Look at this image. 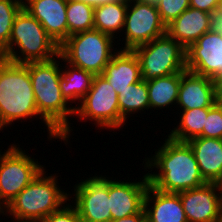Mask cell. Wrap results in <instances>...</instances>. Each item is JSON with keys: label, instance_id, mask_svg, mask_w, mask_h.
<instances>
[{"label": "cell", "instance_id": "1", "mask_svg": "<svg viewBox=\"0 0 222 222\" xmlns=\"http://www.w3.org/2000/svg\"><path fill=\"white\" fill-rule=\"evenodd\" d=\"M166 137L155 154L145 157L143 161L144 169H151L147 173L149 184L170 193H180L206 184L190 145ZM154 168L159 171L152 173Z\"/></svg>", "mask_w": 222, "mask_h": 222}, {"label": "cell", "instance_id": "2", "mask_svg": "<svg viewBox=\"0 0 222 222\" xmlns=\"http://www.w3.org/2000/svg\"><path fill=\"white\" fill-rule=\"evenodd\" d=\"M59 60V61H58ZM61 55L47 61L30 62L25 65L34 91L39 115L60 135L67 145L73 129L69 117H74L75 106H71L62 96L59 80L62 65ZM60 64V65H59Z\"/></svg>", "mask_w": 222, "mask_h": 222}, {"label": "cell", "instance_id": "3", "mask_svg": "<svg viewBox=\"0 0 222 222\" xmlns=\"http://www.w3.org/2000/svg\"><path fill=\"white\" fill-rule=\"evenodd\" d=\"M34 117L41 118L47 127L48 139H60V135L37 111L27 66L0 59V131L15 121L30 120Z\"/></svg>", "mask_w": 222, "mask_h": 222}, {"label": "cell", "instance_id": "4", "mask_svg": "<svg viewBox=\"0 0 222 222\" xmlns=\"http://www.w3.org/2000/svg\"><path fill=\"white\" fill-rule=\"evenodd\" d=\"M45 170L9 202L0 212L2 216H12L13 222H41L71 200L69 193L58 186L57 173L48 176Z\"/></svg>", "mask_w": 222, "mask_h": 222}, {"label": "cell", "instance_id": "5", "mask_svg": "<svg viewBox=\"0 0 222 222\" xmlns=\"http://www.w3.org/2000/svg\"><path fill=\"white\" fill-rule=\"evenodd\" d=\"M58 55L59 46L41 23L22 8L15 17L8 46L4 49V59L26 64L47 61Z\"/></svg>", "mask_w": 222, "mask_h": 222}, {"label": "cell", "instance_id": "6", "mask_svg": "<svg viewBox=\"0 0 222 222\" xmlns=\"http://www.w3.org/2000/svg\"><path fill=\"white\" fill-rule=\"evenodd\" d=\"M111 35L91 29L69 36L60 46L59 54L69 64L94 75H101L119 51ZM114 43V44H113Z\"/></svg>", "mask_w": 222, "mask_h": 222}, {"label": "cell", "instance_id": "7", "mask_svg": "<svg viewBox=\"0 0 222 222\" xmlns=\"http://www.w3.org/2000/svg\"><path fill=\"white\" fill-rule=\"evenodd\" d=\"M132 51L139 60L144 81L187 70L186 49L167 33Z\"/></svg>", "mask_w": 222, "mask_h": 222}, {"label": "cell", "instance_id": "8", "mask_svg": "<svg viewBox=\"0 0 222 222\" xmlns=\"http://www.w3.org/2000/svg\"><path fill=\"white\" fill-rule=\"evenodd\" d=\"M75 116L93 121L100 129H119L127 122L121 115L118 94L102 75H95L92 87L75 107Z\"/></svg>", "mask_w": 222, "mask_h": 222}, {"label": "cell", "instance_id": "9", "mask_svg": "<svg viewBox=\"0 0 222 222\" xmlns=\"http://www.w3.org/2000/svg\"><path fill=\"white\" fill-rule=\"evenodd\" d=\"M25 152L19 143L10 144L3 153L0 150V212L45 167Z\"/></svg>", "mask_w": 222, "mask_h": 222}, {"label": "cell", "instance_id": "10", "mask_svg": "<svg viewBox=\"0 0 222 222\" xmlns=\"http://www.w3.org/2000/svg\"><path fill=\"white\" fill-rule=\"evenodd\" d=\"M166 34V25L162 22L156 5L128 0L125 24L122 36L125 43L119 50L134 48L151 42Z\"/></svg>", "mask_w": 222, "mask_h": 222}, {"label": "cell", "instance_id": "11", "mask_svg": "<svg viewBox=\"0 0 222 222\" xmlns=\"http://www.w3.org/2000/svg\"><path fill=\"white\" fill-rule=\"evenodd\" d=\"M71 202L83 222H110L109 178L94 175L73 186Z\"/></svg>", "mask_w": 222, "mask_h": 222}, {"label": "cell", "instance_id": "12", "mask_svg": "<svg viewBox=\"0 0 222 222\" xmlns=\"http://www.w3.org/2000/svg\"><path fill=\"white\" fill-rule=\"evenodd\" d=\"M186 68L212 79L222 71V31L217 25L186 49Z\"/></svg>", "mask_w": 222, "mask_h": 222}, {"label": "cell", "instance_id": "13", "mask_svg": "<svg viewBox=\"0 0 222 222\" xmlns=\"http://www.w3.org/2000/svg\"><path fill=\"white\" fill-rule=\"evenodd\" d=\"M188 222H222V186L206 183L178 193Z\"/></svg>", "mask_w": 222, "mask_h": 222}, {"label": "cell", "instance_id": "14", "mask_svg": "<svg viewBox=\"0 0 222 222\" xmlns=\"http://www.w3.org/2000/svg\"><path fill=\"white\" fill-rule=\"evenodd\" d=\"M141 178L138 182L137 179L126 182L109 178L111 220L139 213L144 208V197L149 186L147 173Z\"/></svg>", "mask_w": 222, "mask_h": 222}, {"label": "cell", "instance_id": "15", "mask_svg": "<svg viewBox=\"0 0 222 222\" xmlns=\"http://www.w3.org/2000/svg\"><path fill=\"white\" fill-rule=\"evenodd\" d=\"M68 0H25L23 8L36 18L60 46L67 39Z\"/></svg>", "mask_w": 222, "mask_h": 222}, {"label": "cell", "instance_id": "16", "mask_svg": "<svg viewBox=\"0 0 222 222\" xmlns=\"http://www.w3.org/2000/svg\"><path fill=\"white\" fill-rule=\"evenodd\" d=\"M219 100L220 97L217 94L212 78L198 75L188 70H184L181 73L176 108L190 110L212 107Z\"/></svg>", "mask_w": 222, "mask_h": 222}, {"label": "cell", "instance_id": "17", "mask_svg": "<svg viewBox=\"0 0 222 222\" xmlns=\"http://www.w3.org/2000/svg\"><path fill=\"white\" fill-rule=\"evenodd\" d=\"M217 25L213 14L189 7L166 26V33L187 49Z\"/></svg>", "mask_w": 222, "mask_h": 222}, {"label": "cell", "instance_id": "18", "mask_svg": "<svg viewBox=\"0 0 222 222\" xmlns=\"http://www.w3.org/2000/svg\"><path fill=\"white\" fill-rule=\"evenodd\" d=\"M144 210L146 222H188L180 195L160 191L150 184L144 197Z\"/></svg>", "mask_w": 222, "mask_h": 222}, {"label": "cell", "instance_id": "19", "mask_svg": "<svg viewBox=\"0 0 222 222\" xmlns=\"http://www.w3.org/2000/svg\"><path fill=\"white\" fill-rule=\"evenodd\" d=\"M187 143L193 150L203 179L222 186V139L198 136Z\"/></svg>", "mask_w": 222, "mask_h": 222}, {"label": "cell", "instance_id": "20", "mask_svg": "<svg viewBox=\"0 0 222 222\" xmlns=\"http://www.w3.org/2000/svg\"><path fill=\"white\" fill-rule=\"evenodd\" d=\"M101 75L118 95L129 85L142 80L139 60L132 50H119Z\"/></svg>", "mask_w": 222, "mask_h": 222}, {"label": "cell", "instance_id": "21", "mask_svg": "<svg viewBox=\"0 0 222 222\" xmlns=\"http://www.w3.org/2000/svg\"><path fill=\"white\" fill-rule=\"evenodd\" d=\"M62 60L65 66L62 68L59 80L61 93L71 106H73V103H76L75 101H78L75 105L77 107L92 87L95 75L67 63L63 58Z\"/></svg>", "mask_w": 222, "mask_h": 222}, {"label": "cell", "instance_id": "22", "mask_svg": "<svg viewBox=\"0 0 222 222\" xmlns=\"http://www.w3.org/2000/svg\"><path fill=\"white\" fill-rule=\"evenodd\" d=\"M127 7L128 0H118L94 7V29L115 39L120 38L124 29Z\"/></svg>", "mask_w": 222, "mask_h": 222}, {"label": "cell", "instance_id": "23", "mask_svg": "<svg viewBox=\"0 0 222 222\" xmlns=\"http://www.w3.org/2000/svg\"><path fill=\"white\" fill-rule=\"evenodd\" d=\"M146 82L148 87L150 110L153 108L154 110L162 108L169 109L173 105L176 106L179 86L181 83V73L162 76Z\"/></svg>", "mask_w": 222, "mask_h": 222}, {"label": "cell", "instance_id": "24", "mask_svg": "<svg viewBox=\"0 0 222 222\" xmlns=\"http://www.w3.org/2000/svg\"><path fill=\"white\" fill-rule=\"evenodd\" d=\"M209 108L180 110L179 122L174 129L172 128L168 137L176 141L187 142L192 138L200 136L203 132Z\"/></svg>", "mask_w": 222, "mask_h": 222}, {"label": "cell", "instance_id": "25", "mask_svg": "<svg viewBox=\"0 0 222 222\" xmlns=\"http://www.w3.org/2000/svg\"><path fill=\"white\" fill-rule=\"evenodd\" d=\"M120 115L126 120L132 114L150 109L147 82L133 83L118 95ZM144 109V110H143Z\"/></svg>", "mask_w": 222, "mask_h": 222}, {"label": "cell", "instance_id": "26", "mask_svg": "<svg viewBox=\"0 0 222 222\" xmlns=\"http://www.w3.org/2000/svg\"><path fill=\"white\" fill-rule=\"evenodd\" d=\"M94 29V7L78 1L67 2V38Z\"/></svg>", "mask_w": 222, "mask_h": 222}, {"label": "cell", "instance_id": "27", "mask_svg": "<svg viewBox=\"0 0 222 222\" xmlns=\"http://www.w3.org/2000/svg\"><path fill=\"white\" fill-rule=\"evenodd\" d=\"M22 8L21 0H0V47L3 50L8 46L15 17Z\"/></svg>", "mask_w": 222, "mask_h": 222}, {"label": "cell", "instance_id": "28", "mask_svg": "<svg viewBox=\"0 0 222 222\" xmlns=\"http://www.w3.org/2000/svg\"><path fill=\"white\" fill-rule=\"evenodd\" d=\"M200 137L222 139V100L209 108Z\"/></svg>", "mask_w": 222, "mask_h": 222}, {"label": "cell", "instance_id": "29", "mask_svg": "<svg viewBox=\"0 0 222 222\" xmlns=\"http://www.w3.org/2000/svg\"><path fill=\"white\" fill-rule=\"evenodd\" d=\"M190 7V0H160L157 4L160 18L167 26Z\"/></svg>", "mask_w": 222, "mask_h": 222}, {"label": "cell", "instance_id": "30", "mask_svg": "<svg viewBox=\"0 0 222 222\" xmlns=\"http://www.w3.org/2000/svg\"><path fill=\"white\" fill-rule=\"evenodd\" d=\"M71 204L67 202L60 210L51 213L41 222H83L78 211Z\"/></svg>", "mask_w": 222, "mask_h": 222}, {"label": "cell", "instance_id": "31", "mask_svg": "<svg viewBox=\"0 0 222 222\" xmlns=\"http://www.w3.org/2000/svg\"><path fill=\"white\" fill-rule=\"evenodd\" d=\"M222 0H190V7L218 16Z\"/></svg>", "mask_w": 222, "mask_h": 222}, {"label": "cell", "instance_id": "32", "mask_svg": "<svg viewBox=\"0 0 222 222\" xmlns=\"http://www.w3.org/2000/svg\"><path fill=\"white\" fill-rule=\"evenodd\" d=\"M110 222H146L145 210L143 208L139 213L117 220H111Z\"/></svg>", "mask_w": 222, "mask_h": 222}, {"label": "cell", "instance_id": "33", "mask_svg": "<svg viewBox=\"0 0 222 222\" xmlns=\"http://www.w3.org/2000/svg\"><path fill=\"white\" fill-rule=\"evenodd\" d=\"M219 97L222 96V71L213 79Z\"/></svg>", "mask_w": 222, "mask_h": 222}, {"label": "cell", "instance_id": "34", "mask_svg": "<svg viewBox=\"0 0 222 222\" xmlns=\"http://www.w3.org/2000/svg\"><path fill=\"white\" fill-rule=\"evenodd\" d=\"M78 1L84 2L92 7H97L102 4H107V3L118 1V0H78Z\"/></svg>", "mask_w": 222, "mask_h": 222}, {"label": "cell", "instance_id": "35", "mask_svg": "<svg viewBox=\"0 0 222 222\" xmlns=\"http://www.w3.org/2000/svg\"><path fill=\"white\" fill-rule=\"evenodd\" d=\"M138 1L148 3V4H152V5H156V6L160 2V0H138Z\"/></svg>", "mask_w": 222, "mask_h": 222}, {"label": "cell", "instance_id": "36", "mask_svg": "<svg viewBox=\"0 0 222 222\" xmlns=\"http://www.w3.org/2000/svg\"><path fill=\"white\" fill-rule=\"evenodd\" d=\"M217 24H222V5L217 16Z\"/></svg>", "mask_w": 222, "mask_h": 222}, {"label": "cell", "instance_id": "37", "mask_svg": "<svg viewBox=\"0 0 222 222\" xmlns=\"http://www.w3.org/2000/svg\"><path fill=\"white\" fill-rule=\"evenodd\" d=\"M0 59H4V50L0 47Z\"/></svg>", "mask_w": 222, "mask_h": 222}, {"label": "cell", "instance_id": "38", "mask_svg": "<svg viewBox=\"0 0 222 222\" xmlns=\"http://www.w3.org/2000/svg\"><path fill=\"white\" fill-rule=\"evenodd\" d=\"M217 26L220 28V30L222 31V24H217Z\"/></svg>", "mask_w": 222, "mask_h": 222}]
</instances>
